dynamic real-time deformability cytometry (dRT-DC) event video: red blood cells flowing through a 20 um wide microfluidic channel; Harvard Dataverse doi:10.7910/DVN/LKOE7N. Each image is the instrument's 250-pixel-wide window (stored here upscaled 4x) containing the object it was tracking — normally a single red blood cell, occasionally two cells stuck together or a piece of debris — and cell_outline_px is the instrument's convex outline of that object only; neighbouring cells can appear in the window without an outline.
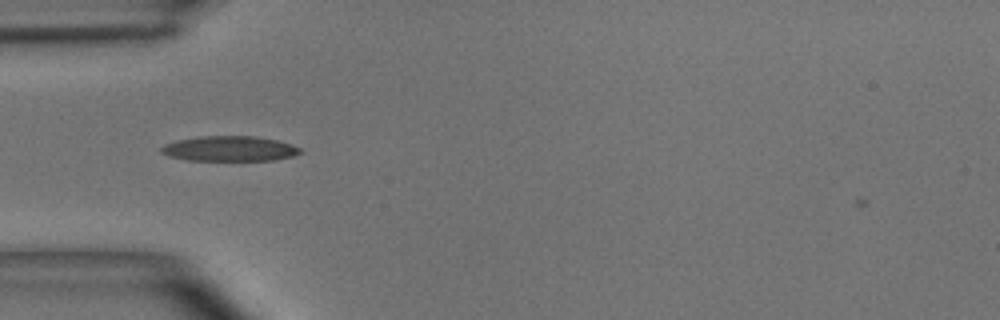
{"species": "common noctule bat (a hibernating species)", "species_latin": "Nyctalus noctula", "temperature_condition": "room temperature", "stored_images_in_passage": 38, "camera_frame_rate_fps": 3000, "um_per_image_px": 0.085, "animal": {"sex": "male", "body_mass_g": 15.6}, "frame": {"image": 1, "passage_image": 1, "time_ms": 0.0, "image_size_px": [1000, 320], "cell_outline_px": [[304, 152], [292, 156], [276, 160], [188, 160], [168, 156], [160, 152], [160, 148], [164, 144], [176, 140], [200, 136], [256, 136], [276, 140], [292, 144], [300, 148]], "centroid_in_image_um": [19.51, 12.63], "position_along_channel_um": 65.5, "area_um2": 20.46}}
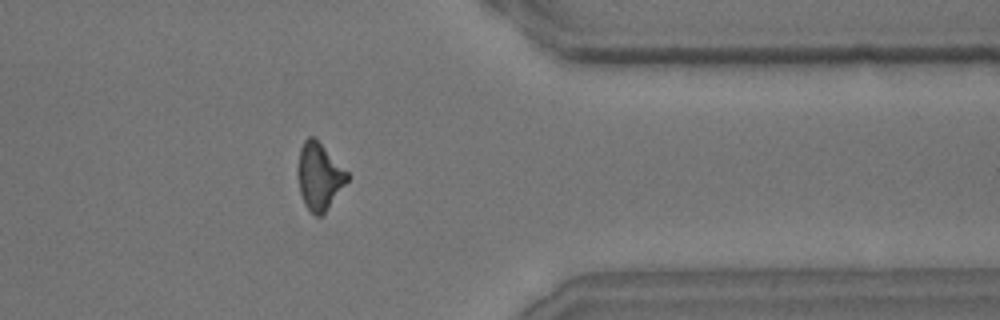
{"frame": {"image": 2, "passage_image": 28, "time_ms": 9.0, "image_size_px": [1000, 320], "cell_outline_px": [[348, 180], [324, 212], [320, 216], [316, 216], [308, 208], [300, 192], [296, 176], [296, 172], [300, 148], [304, 140], [308, 136], [312, 136], [348, 172]], "centroid_in_image_um": [27.1, 14.97], "position_along_channel_um": 384.3, "area_um2": 18.79}}
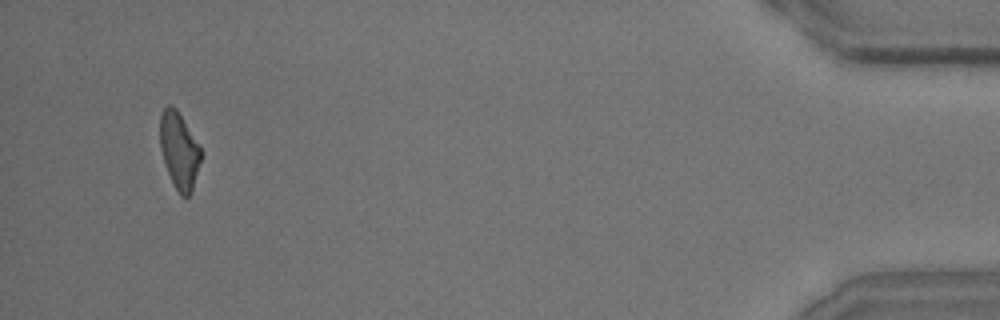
{"frame": {"image": 3, "passage_image": 36, "time_ms": 11.667, "image_size_px": [1000, 320], "cell_outline_px": [[204, 156], [192, 192], [188, 196], [180, 196], [168, 172], [160, 148], [160, 116], [164, 108], [168, 104], [172, 104], [176, 108], [200, 148]], "centroid_in_image_um": [15.26, 12.82], "position_along_channel_um": 419.9, "area_um2": 18.26}, "authors_computed_cell_mechanics": {"area_um2": 19.3341, "velocity_mm_per_s": 3.6885, "shape_relaxation_time_tau1_ms": 9.2305, "shape_relaxation_time_tau2_ms": 2.5876, "deformation_change_tau1": 0.2496, "deformation_change_tau2": 0.1093}}